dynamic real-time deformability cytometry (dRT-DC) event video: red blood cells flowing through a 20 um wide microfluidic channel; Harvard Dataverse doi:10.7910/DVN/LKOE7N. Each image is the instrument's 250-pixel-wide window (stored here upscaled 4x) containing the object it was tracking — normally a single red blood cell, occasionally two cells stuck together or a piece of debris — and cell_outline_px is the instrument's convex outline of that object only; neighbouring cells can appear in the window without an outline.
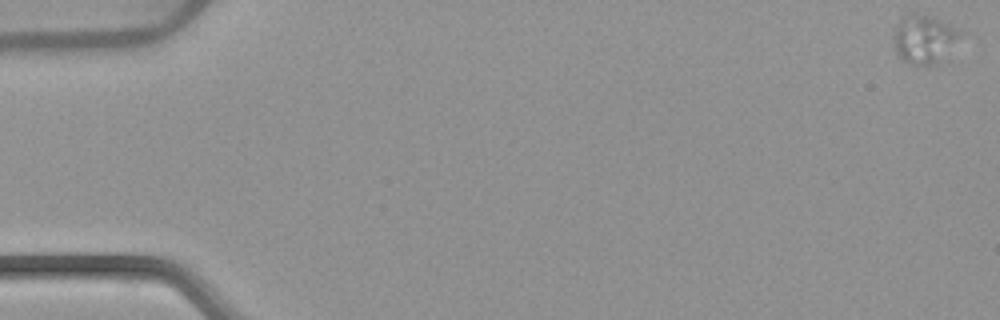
{"species": "common noctule bat (a hibernating species)", "species_latin": "Nyctalus noctula", "temperature_condition": "warm", "stored_images_in_passage": 55, "camera_frame_rate_fps": 3000, "um_per_image_px": 0.085, "animal": {"sex": "female", "body_mass_g": 22.7, "forearm_length_mm": 54.2}, "frame": {"image": 1, "passage_image": 1, "time_ms": 0.0, "image_size_px": [1000, 320], "cell_outline_px": [[964, 32], [940, 64], [928, 68], [908, 64], [896, 52], [896, 24], [900, 16], [912, 12], [916, 12], [932, 16]], "centroid_in_image_um": [78.58, 3.35], "position_along_channel_um": 6.4, "area_um2": 19.31}}
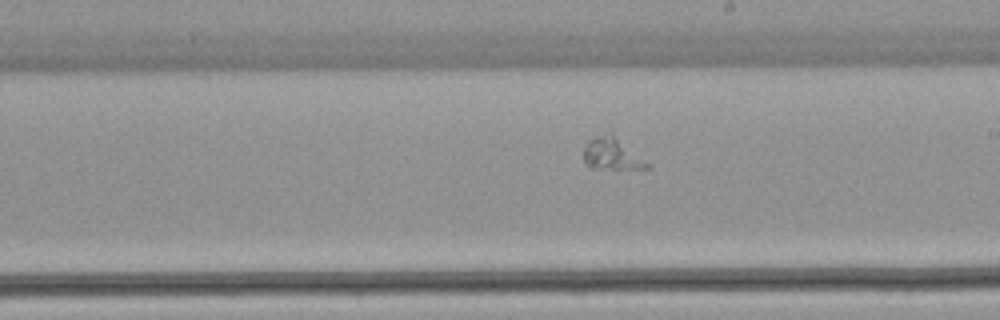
{"frame": {"image": 2, "passage_image": 32, "time_ms": 10.333, "image_size_px": [1000, 320], "cell_outline_px": [[652, 164], [648, 168], [592, 168], [584, 160], [584, 148], [588, 140], [596, 136], [608, 132], [612, 132]], "centroid_in_image_um": [52.05, 13.05], "position_along_channel_um": 236.9, "area_um2": 11.91}}
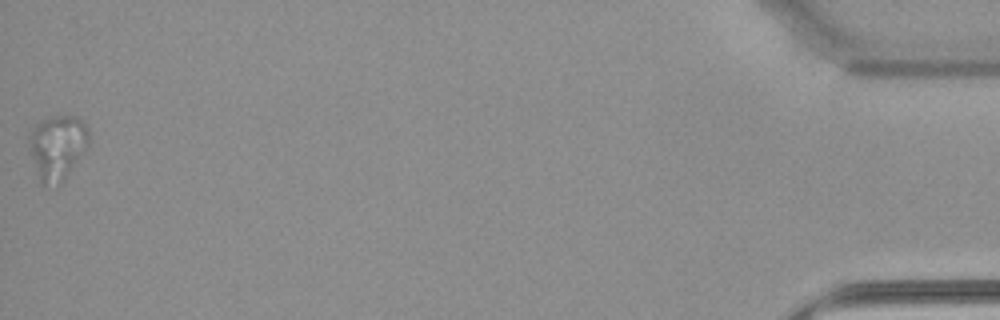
{"frame": {"image": 3, "passage_image": 55, "time_ms": 18.0, "image_size_px": [1000, 320], "cell_outline_px": [[88, 144], [64, 180], [56, 188], [44, 188], [40, 184], [28, 152], [28, 132], [36, 124], [52, 116], [76, 116], [84, 120], [88, 132]], "centroid_in_image_um": [4.81, 12.56], "position_along_channel_um": 430.4, "area_um2": 23.12}}